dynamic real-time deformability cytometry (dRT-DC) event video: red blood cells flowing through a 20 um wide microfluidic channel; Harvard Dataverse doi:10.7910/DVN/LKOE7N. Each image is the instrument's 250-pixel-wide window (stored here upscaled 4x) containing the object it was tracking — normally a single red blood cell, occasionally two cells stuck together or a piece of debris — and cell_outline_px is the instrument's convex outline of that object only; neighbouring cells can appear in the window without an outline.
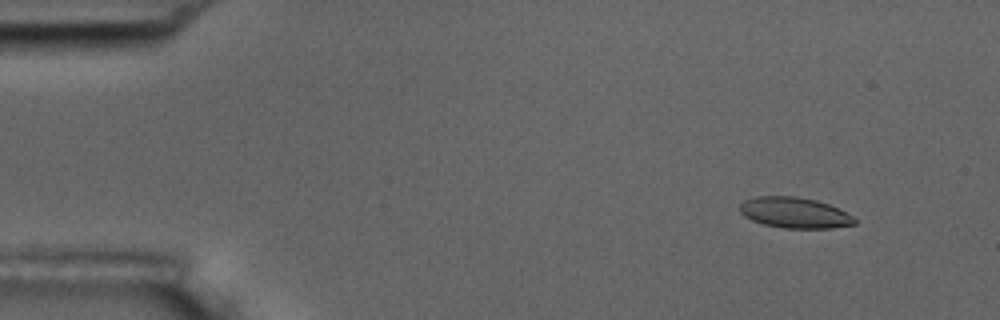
{"species": "common noctule bat (a hibernating species)", "species_latin": "Nyctalus noctula", "temperature_condition": "room temperature", "stored_images_in_passage": 5, "camera_frame_rate_fps": 3000, "um_per_image_px": 0.085, "animal": {"sex": "male", "body_mass_g": 17.5, "forearm_length_mm": 52.3}, "frame": {"image": 1, "passage_image": 2, "time_ms": 1.0, "image_size_px": [1000, 320], "cell_outline_px": [[856, 224], [832, 228], [784, 228], [764, 224], [752, 220], [744, 216], [740, 212], [740, 204], [744, 200], [756, 196], [796, 196], [816, 200], [828, 204], [852, 216], [856, 220]], "centroid_in_image_um": [67.51, 18.08], "position_along_channel_um": 17.5, "area_um2": 20.46}}
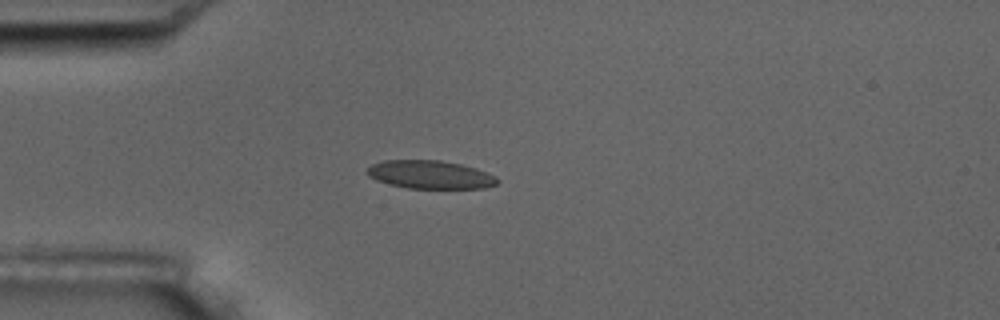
{"frame": {"image": 2, "passage_image": 5, "time_ms": 4.333, "image_size_px": [1000, 320], "cell_outline_px": [[500, 180], [496, 184], [484, 188], [408, 188], [376, 180], [368, 176], [364, 172], [372, 164], [384, 160], [440, 160], [460, 164], [476, 168], [496, 176]], "centroid_in_image_um": [36.56, 14.84], "position_along_channel_um": 48.4, "area_um2": 21.39}}